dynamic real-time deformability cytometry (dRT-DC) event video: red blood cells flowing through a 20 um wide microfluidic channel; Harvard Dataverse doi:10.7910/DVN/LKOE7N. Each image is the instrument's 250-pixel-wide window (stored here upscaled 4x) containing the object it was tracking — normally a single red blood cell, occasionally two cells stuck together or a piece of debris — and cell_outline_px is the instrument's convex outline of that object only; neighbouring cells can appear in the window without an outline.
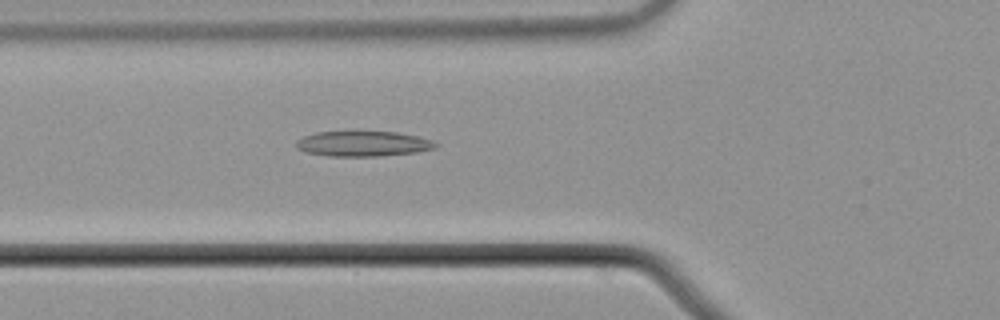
{"species": "common noctule bat (a hibernating species)", "species_latin": "Nyctalus noctula", "temperature_condition": "cold", "stored_images_in_passage": 47, "camera_frame_rate_fps": 3000, "um_per_image_px": 0.085, "animal": {"sex": "male", "body_mass_g": 21.5, "forearm_length_mm": 52.0}, "frame": {"image": 1, "passage_image": 12, "time_ms": 3.667, "image_size_px": [1000, 320], "cell_outline_px": [[440, 144], [436, 148], [416, 152], [376, 156], [328, 156], [304, 152], [296, 148], [296, 140], [304, 136], [316, 132], [396, 132], [416, 136], [432, 140]], "centroid_in_image_um": [30.84, 12.22], "position_along_channel_um": 95.0, "area_um2": 20.46}}
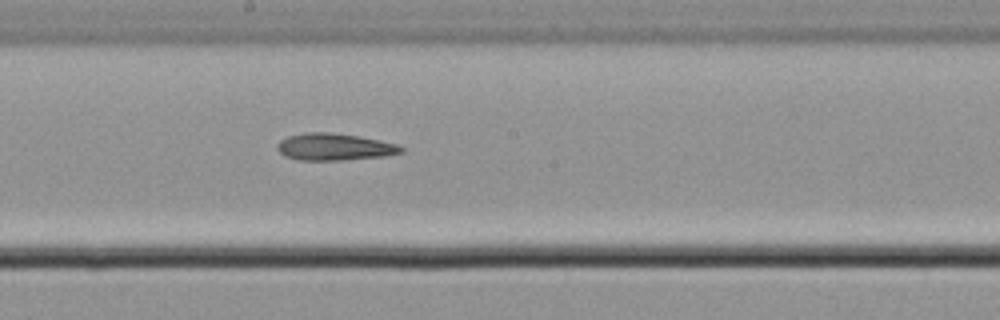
{"frame": {"image": 2, "passage_image": 22, "time_ms": 7.0, "image_size_px": [1000, 320], "cell_outline_px": [[404, 152], [384, 156], [344, 160], [296, 160], [284, 156], [276, 148], [276, 144], [280, 140], [288, 136], [304, 132], [328, 132], [356, 136], [380, 140], [396, 144], [404, 148]], "centroid_in_image_um": [28.39, 12.49], "position_along_channel_um": 219.8, "area_um2": 19.54}}
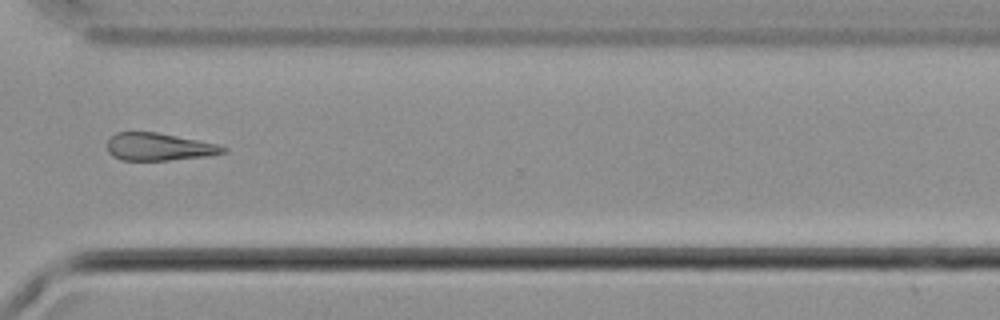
{"frame": {"image": 3, "passage_image": 33, "time_ms": 10.667, "image_size_px": [1000, 320], "cell_outline_px": [[228, 148], [224, 152], [208, 156], [168, 160], [120, 160], [112, 156], [108, 152], [108, 140], [116, 132], [156, 132], [216, 144]], "centroid_in_image_um": [13.47, 12.49], "position_along_channel_um": 357.1, "area_um2": 18.38}, "authors_computed_cell_mechanics": {"area_um2": 19.652, "velocity_mm_per_s": 3.7388, "shape_relaxation_time_tau1_ms": 6.1414, "shape_relaxation_time_tau2_ms": 6.695, "deformation_change_tau1": 0.1184, "deformation_change_tau2": 0.1804}}